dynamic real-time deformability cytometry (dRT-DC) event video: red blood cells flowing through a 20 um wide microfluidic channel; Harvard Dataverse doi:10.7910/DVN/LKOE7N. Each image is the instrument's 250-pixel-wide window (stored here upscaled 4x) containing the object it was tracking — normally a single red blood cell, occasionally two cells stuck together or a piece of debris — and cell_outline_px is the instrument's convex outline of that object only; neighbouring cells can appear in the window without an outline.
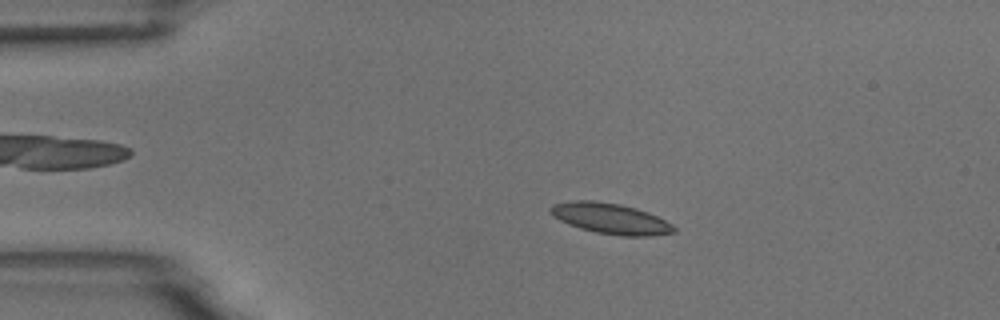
{"species": "common noctule bat (a hibernating species)", "species_latin": "Nyctalus noctula", "temperature_condition": "room temperature", "stored_images_in_passage": 55, "camera_frame_rate_fps": 3000, "um_per_image_px": 0.085, "animal": {"sex": "male", "body_mass_g": 18.8}, "frame": {"image": 1, "passage_image": 11, "time_ms": 3.333, "image_size_px": [1000, 320], "cell_outline_px": [[676, 232], [652, 236], [620, 236], [596, 232], [580, 228], [568, 224], [552, 216], [548, 208], [552, 204], [572, 200], [592, 200], [620, 204], [636, 208], [648, 212], [672, 224], [676, 228]], "centroid_in_image_um": [51.88, 18.57], "position_along_channel_um": 33.1, "area_um2": 22.2}}
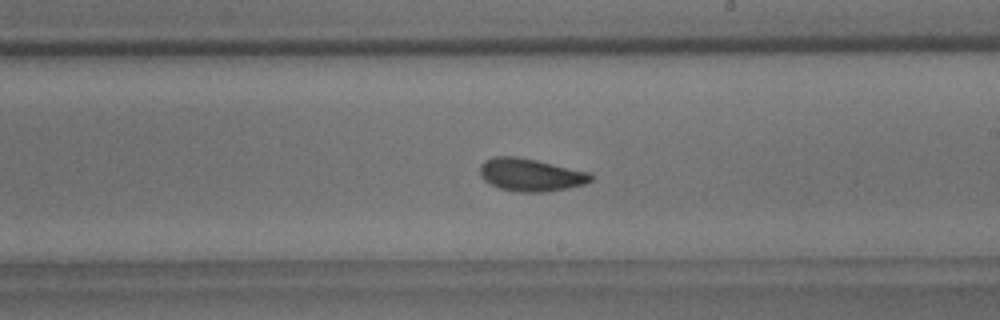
{"frame": {"image": 2, "passage_image": 32, "time_ms": 10.333, "image_size_px": [1000, 320], "cell_outline_px": [[592, 180], [584, 184], [568, 188], [544, 192], [516, 192], [500, 188], [484, 180], [480, 176], [480, 164], [484, 160], [496, 156], [516, 156], [536, 160], [592, 172]], "centroid_in_image_um": [45.11, 14.85], "position_along_channel_um": 243.9, "area_um2": 21.27}}
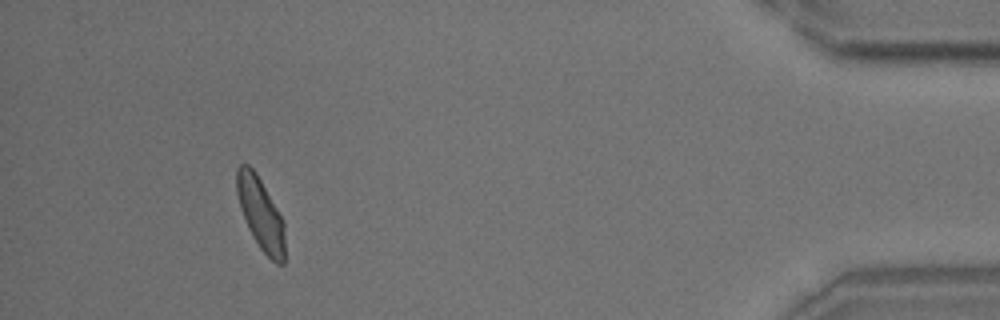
{"frame": {"image": 3, "passage_image": 51, "time_ms": 16.667, "image_size_px": [1000, 320], "cell_outline_px": [[284, 264], [276, 264], [260, 248], [252, 236], [248, 228], [240, 208], [236, 192], [236, 168], [240, 164], [248, 164], [256, 172], [284, 220]], "centroid_in_image_um": [22.14, 18.14], "position_along_channel_um": 413.1, "area_um2": 20.29}, "authors_computed_cell_mechanics": {"area_um2": 20.6346, "velocity_mm_per_s": 3.6512, "shape_relaxation_time_tau1_ms": 5.0318, "shape_relaxation_time_tau2_ms": 2.1055, "deformation_change_tau1": 0.1109, "deformation_change_tau2": 0.0714}}